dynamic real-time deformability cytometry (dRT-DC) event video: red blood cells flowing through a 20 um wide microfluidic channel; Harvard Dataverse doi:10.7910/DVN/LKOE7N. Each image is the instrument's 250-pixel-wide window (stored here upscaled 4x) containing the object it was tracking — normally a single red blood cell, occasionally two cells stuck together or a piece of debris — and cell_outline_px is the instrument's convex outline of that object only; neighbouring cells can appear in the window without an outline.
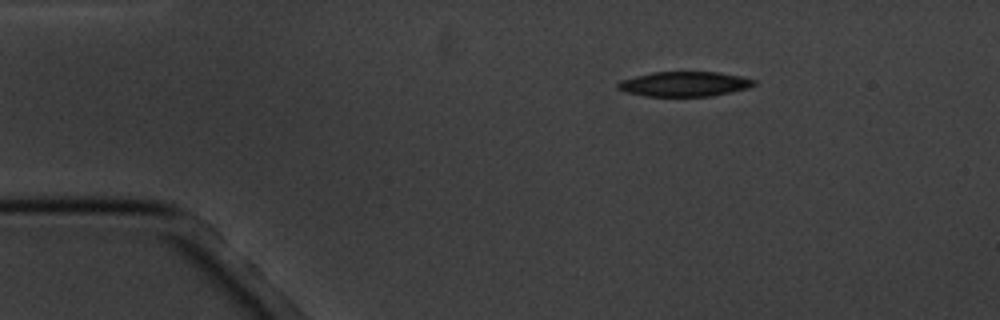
{"species": "common noctule bat (a hibernating species)", "species_latin": "Nyctalus noctula", "temperature_condition": "cold", "stored_images_in_passage": 4, "camera_frame_rate_fps": 3000, "um_per_image_px": 0.085, "animal": {"sex": "male", "body_mass_g": 20.1, "forearm_length_mm": 53.5}, "frame": {"image": 1, "passage_image": 1, "time_ms": 0.0, "image_size_px": [1000, 320], "cell_outline_px": [[756, 84], [748, 88], [712, 96], [644, 96], [624, 92], [616, 88], [616, 84], [620, 80], [652, 72], [720, 72], [744, 76], [756, 80]], "centroid_in_image_um": [58.18, 7.14], "position_along_channel_um": 26.8, "area_um2": 19.94}}
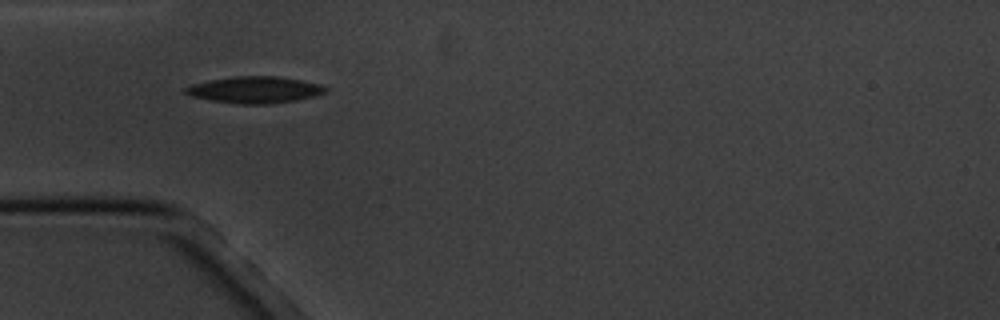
{"frame": {"image": 2, "passage_image": 3, "time_ms": 2.667, "image_size_px": [1000, 320], "cell_outline_px": [[328, 92], [316, 96], [296, 100], [268, 104], [236, 104], [212, 100], [192, 96], [184, 92], [184, 88], [192, 84], [232, 76], [276, 76], [300, 80], [320, 84], [328, 88]], "centroid_in_image_um": [21.7, 7.63], "position_along_channel_um": 63.3, "area_um2": 21.68}}
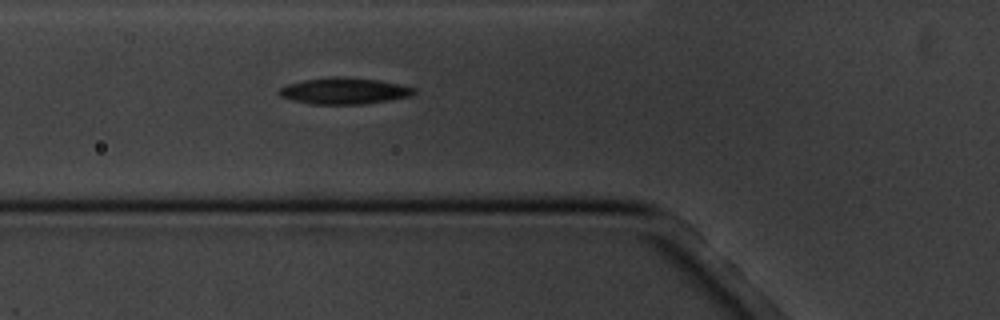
{"frame": {"image": 3, "passage_image": 4, "time_ms": 3.667, "image_size_px": [1000, 320], "cell_outline_px": [[416, 92], [408, 96], [388, 100], [360, 104], [312, 104], [292, 100], [280, 96], [276, 92], [280, 88], [288, 84], [304, 80], [332, 76], [344, 76], [380, 80], [416, 88]], "centroid_in_image_um": [29.22, 7.71], "position_along_channel_um": 96.6, "area_um2": 20.69}}